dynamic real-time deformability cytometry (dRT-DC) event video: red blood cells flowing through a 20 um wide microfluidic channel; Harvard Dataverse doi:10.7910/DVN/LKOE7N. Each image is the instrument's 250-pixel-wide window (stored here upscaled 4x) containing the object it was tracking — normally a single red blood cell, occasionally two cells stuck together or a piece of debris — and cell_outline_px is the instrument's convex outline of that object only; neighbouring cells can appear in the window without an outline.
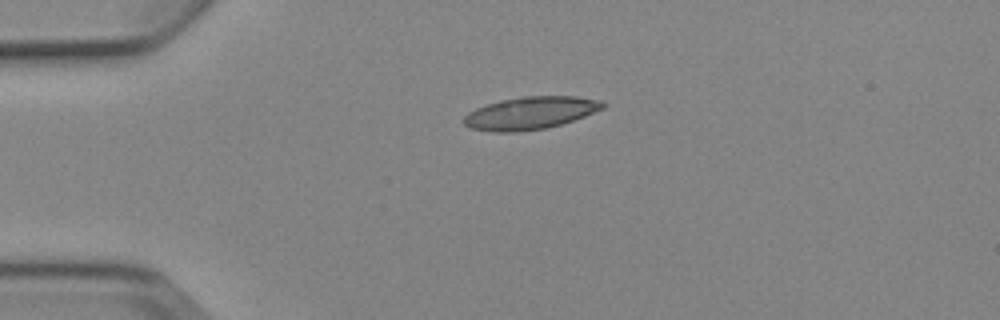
{"species": "Egyptian fruit bat (a non-hibernating species)", "species_latin": "Rousettus aegyptiacus", "temperature_condition": "cold", "stored_images_in_passage": 3, "camera_frame_rate_fps": 3000, "um_per_image_px": 0.085, "animal": {"sex": "female"}, "frame": {"image": 1, "passage_image": 1, "time_ms": 0.0, "image_size_px": [1000, 320], "cell_outline_px": [[604, 108], [584, 116], [548, 128], [516, 132], [492, 132], [472, 128], [464, 124], [464, 116], [468, 112], [476, 108], [500, 100], [524, 96], [576, 96], [600, 100], [604, 104]], "centroid_in_image_um": [45.06, 9.61], "position_along_channel_um": 39.9, "area_um2": 26.24}}
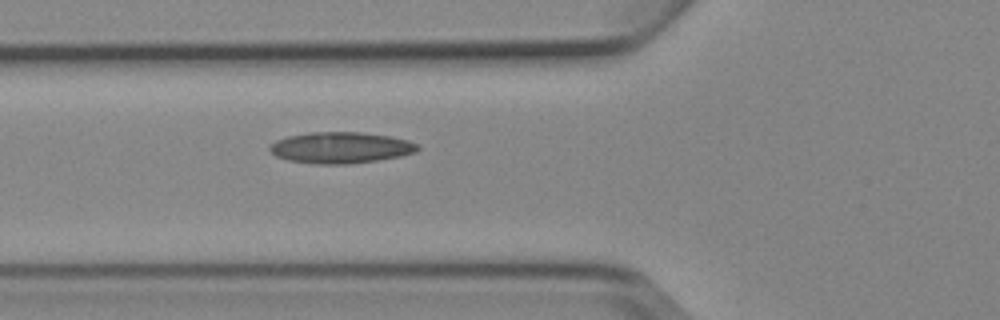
{"frame": {"image": 2, "passage_image": 3, "time_ms": 2.333, "image_size_px": [1000, 320], "cell_outline_px": [[420, 148], [416, 152], [400, 156], [376, 160], [348, 164], [316, 164], [288, 160], [276, 156], [268, 148], [276, 140], [288, 136], [308, 132], [360, 132], [388, 136], [408, 140], [420, 144]], "centroid_in_image_um": [28.97, 12.55], "position_along_channel_um": 96.8, "area_um2": 26.88}}